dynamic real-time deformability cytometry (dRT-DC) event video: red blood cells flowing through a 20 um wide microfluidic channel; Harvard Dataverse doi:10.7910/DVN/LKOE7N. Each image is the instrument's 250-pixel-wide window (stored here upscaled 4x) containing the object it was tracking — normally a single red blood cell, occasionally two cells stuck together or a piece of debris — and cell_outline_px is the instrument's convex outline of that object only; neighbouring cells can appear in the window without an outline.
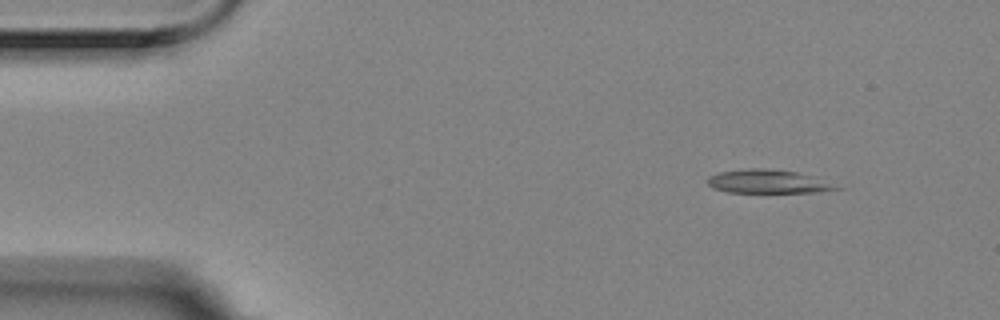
{"species": "Egyptian fruit bat (a non-hibernating species)", "species_latin": "Rousettus aegyptiacus", "temperature_condition": "room temperature", "stored_images_in_passage": 4, "camera_frame_rate_fps": 3000, "um_per_image_px": 0.085, "animal": {"sex": "female"}, "frame": {"image": 1, "passage_image": 1, "time_ms": 0.0, "image_size_px": [1000, 320], "cell_outline_px": [[844, 188], [820, 192], [728, 192], [712, 188], [708, 184], [708, 176], [720, 172], [752, 168], [760, 168], [796, 172]], "centroid_in_image_um": [65.21, 15.44], "position_along_channel_um": 19.8, "area_um2": 17.17}}
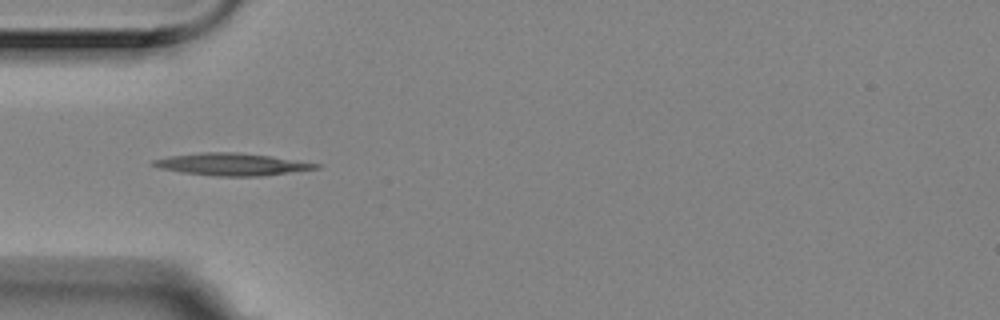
{"frame": {"image": 2, "passage_image": 4, "time_ms": 1.0, "image_size_px": [1000, 320], "cell_outline_px": [[320, 168], [260, 176], [216, 176], [180, 172], [160, 168], [152, 164], [152, 160], [172, 156], [200, 152], [236, 152], [268, 156], [320, 164]], "centroid_in_image_um": [19.68, 13.97], "position_along_channel_um": 65.3, "area_um2": 20.69}}